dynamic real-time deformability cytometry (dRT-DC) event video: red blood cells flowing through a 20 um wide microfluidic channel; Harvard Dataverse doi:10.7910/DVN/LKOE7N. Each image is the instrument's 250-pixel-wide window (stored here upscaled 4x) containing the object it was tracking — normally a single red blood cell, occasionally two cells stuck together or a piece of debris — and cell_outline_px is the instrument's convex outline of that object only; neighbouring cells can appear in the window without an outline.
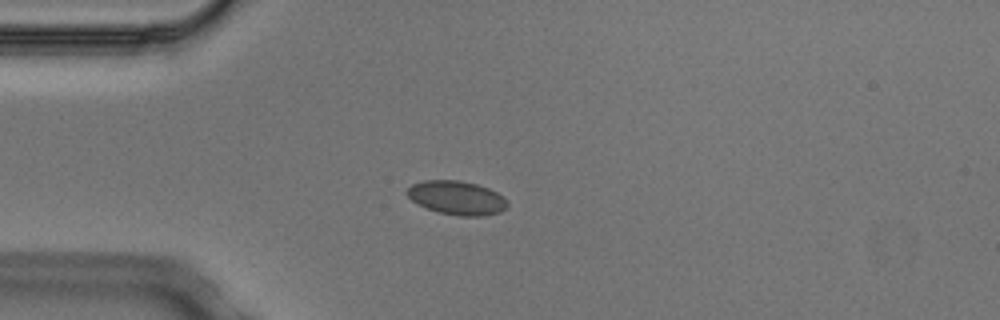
{"species": "Egyptian fruit bat (a non-hibernating species)", "species_latin": "Rousettus aegyptiacus", "temperature_condition": "cold", "stored_images_in_passage": 4, "camera_frame_rate_fps": 3000, "um_per_image_px": 0.085, "animal": {"sex": "male"}, "frame": {"image": 1, "passage_image": 3, "time_ms": 0.667, "image_size_px": [1000, 320], "cell_outline_px": [[508, 204], [500, 212], [484, 216], [460, 216], [440, 212], [428, 208], [412, 200], [404, 192], [412, 184], [424, 180], [460, 180], [476, 184], [488, 188], [504, 196]], "centroid_in_image_um": [38.83, 16.8], "position_along_channel_um": 46.2, "area_um2": 19.65}}